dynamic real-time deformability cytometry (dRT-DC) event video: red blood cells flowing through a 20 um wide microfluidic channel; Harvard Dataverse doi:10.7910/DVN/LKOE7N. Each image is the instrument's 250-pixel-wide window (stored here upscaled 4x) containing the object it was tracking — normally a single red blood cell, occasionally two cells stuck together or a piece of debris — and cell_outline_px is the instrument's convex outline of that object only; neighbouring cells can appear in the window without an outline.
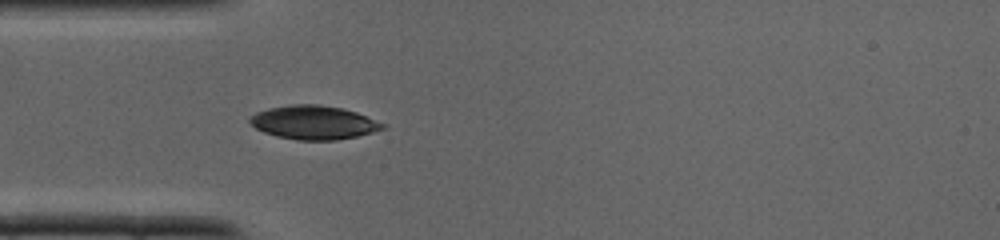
{"species": "common noctule bat (a hibernating species)", "species_latin": "Nyctalus noctula", "temperature_condition": "cold", "stored_images_in_passage": 20, "camera_frame_rate_fps": 3000, "um_per_image_px": 0.085, "animal": {"sex": "male", "body_mass_g": 19.0, "forearm_length_mm": 50.8}, "frame": {"image": 1, "passage_image": 4, "time_ms": 1.0, "image_size_px": [1000, 240], "cell_outline_px": [[388, 128], [356, 136], [336, 140], [300, 140], [276, 136], [264, 132], [256, 128], [248, 120], [248, 116], [256, 112], [268, 108], [292, 104], [320, 104], [340, 108], [356, 112], [388, 124]], "centroid_in_image_um": [26.68, 10.4], "position_along_channel_um": 58.3, "area_um2": 26.24}}
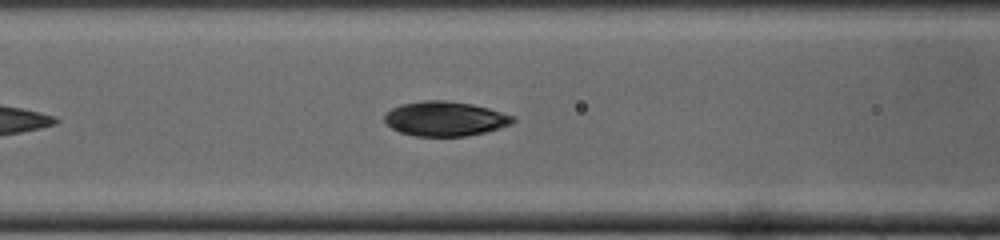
{"frame": {"image": 2, "passage_image": 8, "time_ms": 2.333, "image_size_px": [1000, 240], "cell_outline_px": [[516, 120], [512, 124], [500, 128], [484, 132], [464, 136], [412, 136], [400, 132], [392, 128], [384, 120], [384, 116], [392, 108], [404, 104], [424, 100], [444, 100], [472, 104], [488, 108], [516, 116]], "centroid_in_image_um": [37.87, 10.09], "position_along_channel_um": 128.7, "area_um2": 25.84}}
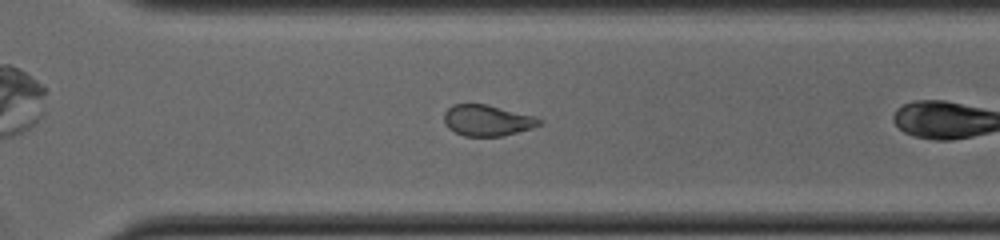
{"frame": {"image": 3, "passage_image": 17, "time_ms": 5.333, "image_size_px": [1000, 240], "cell_outline_px": [[544, 120], [540, 124], [532, 128], [504, 136], [464, 136], [448, 128], [444, 120], [444, 112], [452, 104], [488, 104], [532, 116]], "centroid_in_image_um": [41.4, 10.23], "position_along_channel_um": 329.2, "area_um2": 17.17}}